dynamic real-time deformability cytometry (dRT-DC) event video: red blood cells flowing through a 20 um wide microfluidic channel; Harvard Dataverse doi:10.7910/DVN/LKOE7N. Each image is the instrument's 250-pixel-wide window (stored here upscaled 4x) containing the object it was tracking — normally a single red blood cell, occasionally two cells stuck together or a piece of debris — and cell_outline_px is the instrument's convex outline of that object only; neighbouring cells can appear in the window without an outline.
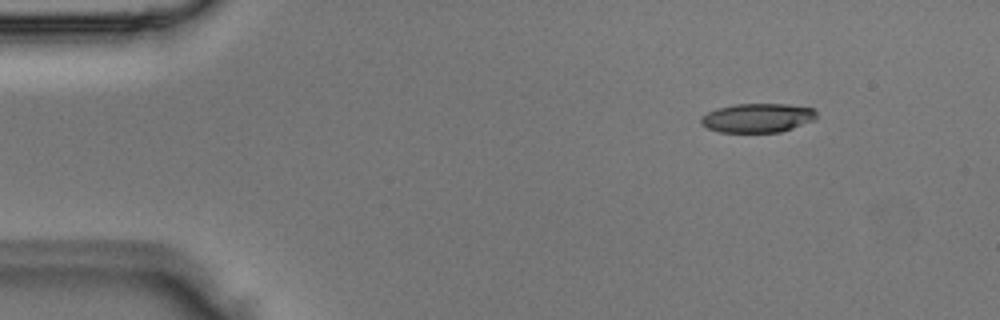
{"species": "Egyptian fruit bat (a non-hibernating species)", "species_latin": "Rousettus aegyptiacus", "temperature_condition": "room temperature", "stored_images_in_passage": 2, "camera_frame_rate_fps": 3000, "um_per_image_px": 0.085, "animal": {"sex": "male"}, "frame": {"image": 1, "passage_image": 2, "time_ms": 0.333, "image_size_px": [1000, 320], "cell_outline_px": [[816, 116], [812, 120], [792, 128], [780, 132], [720, 132], [708, 128], [700, 124], [700, 116], [716, 108], [732, 104], [788, 104], [812, 108], [816, 112]], "centroid_in_image_um": [64.33, 10.01], "position_along_channel_um": 20.7, "area_um2": 19.54}}